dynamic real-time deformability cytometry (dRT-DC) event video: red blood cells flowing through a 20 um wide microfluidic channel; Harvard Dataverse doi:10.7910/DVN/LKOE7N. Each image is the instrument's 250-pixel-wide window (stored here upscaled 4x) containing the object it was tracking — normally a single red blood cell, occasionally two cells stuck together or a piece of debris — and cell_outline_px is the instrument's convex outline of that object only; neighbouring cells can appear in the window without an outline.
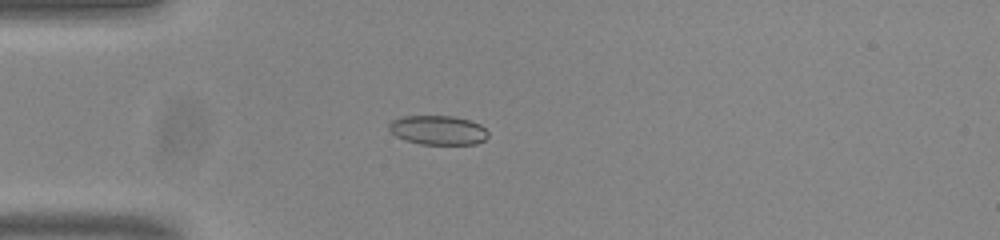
{"species": "common noctule bat (a hibernating species)", "species_latin": "Nyctalus noctula", "temperature_condition": "room temperature", "stored_images_in_passage": 52, "camera_frame_rate_fps": 3000, "um_per_image_px": 0.085, "animal": {"sex": "male", "body_mass_g": 20.0, "forearm_length_mm": 53.3}, "frame": {"image": 1, "passage_image": 13, "time_ms": 4.0, "image_size_px": [1000, 240], "cell_outline_px": [[488, 136], [484, 140], [476, 144], [420, 144], [404, 140], [396, 136], [388, 128], [388, 124], [392, 120], [400, 116], [452, 116], [468, 120], [480, 124], [488, 132]], "centroid_in_image_um": [37.21, 11.06], "position_along_channel_um": 47.8, "area_um2": 16.94}}
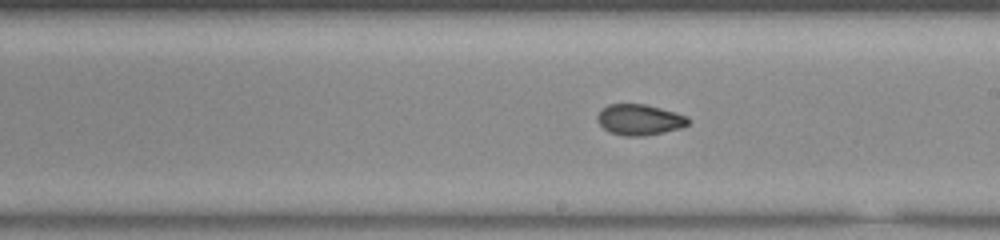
{"frame": {"image": 2, "passage_image": 29, "time_ms": 9.333, "image_size_px": [1000, 240], "cell_outline_px": [[688, 124], [680, 128], [664, 132], [644, 136], [624, 136], [608, 132], [596, 120], [596, 116], [600, 108], [608, 104], [644, 104], [676, 112], [688, 116]], "centroid_in_image_um": [54.31, 10.17], "position_along_channel_um": 234.7, "area_um2": 16.47}}
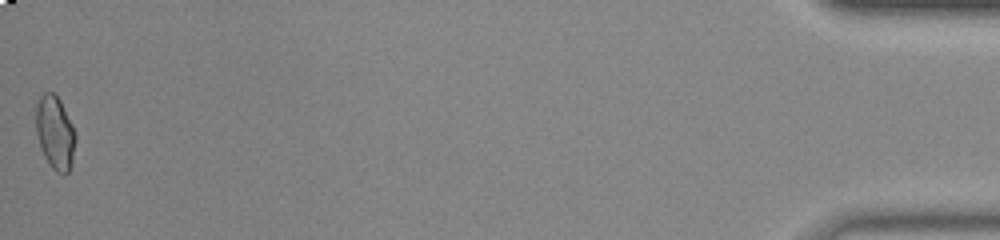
{"frame": {"image": 3, "passage_image": 52, "time_ms": 17.0, "image_size_px": [1000, 240], "cell_outline_px": [[76, 140], [72, 164], [68, 172], [64, 176], [56, 172], [52, 168], [44, 156], [40, 148], [36, 132], [36, 104], [40, 96], [44, 92], [56, 92], [76, 132]], "centroid_in_image_um": [4.69, 11.28], "position_along_channel_um": 430.5, "area_um2": 17.28}, "authors_computed_cell_mechanics": {"area_um2": 16.7042, "velocity_mm_per_s": 3.8211, "shape_relaxation_time_tau1_ms": null, "shape_relaxation_time_tau2_ms": 2.5199, "deformation_change_tau1": null, "deformation_change_tau2": 0.0613}}